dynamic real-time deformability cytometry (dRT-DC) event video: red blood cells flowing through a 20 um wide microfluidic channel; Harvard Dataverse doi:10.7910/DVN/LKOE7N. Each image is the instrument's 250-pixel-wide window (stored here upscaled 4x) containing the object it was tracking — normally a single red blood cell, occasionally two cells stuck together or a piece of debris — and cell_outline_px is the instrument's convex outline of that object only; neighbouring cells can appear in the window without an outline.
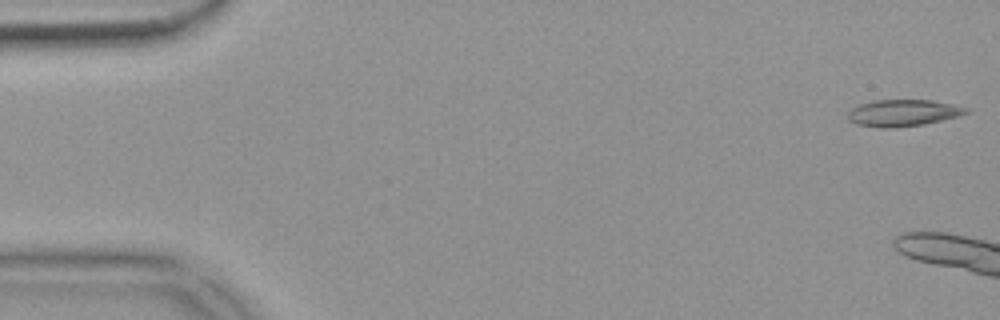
{"species": "common noctule bat (a hibernating species)", "species_latin": "Nyctalus noctula", "temperature_condition": "warm", "stored_images_in_passage": 13, "camera_frame_rate_fps": 3000, "um_per_image_px": 0.085, "animal": {"sex": "female", "body_mass_g": 18.4}, "frame": {"image": 1, "passage_image": 1, "time_ms": 0.0, "image_size_px": [1000, 320], "cell_outline_px": [[968, 112], [960, 116], [924, 124], [892, 128], [880, 128], [856, 124], [848, 120], [848, 112], [852, 108], [860, 104], [876, 100], [932, 100], [952, 104], [968, 108]], "centroid_in_image_um": [76.75, 9.6], "position_along_channel_um": 8.2, "area_um2": 18.38}}